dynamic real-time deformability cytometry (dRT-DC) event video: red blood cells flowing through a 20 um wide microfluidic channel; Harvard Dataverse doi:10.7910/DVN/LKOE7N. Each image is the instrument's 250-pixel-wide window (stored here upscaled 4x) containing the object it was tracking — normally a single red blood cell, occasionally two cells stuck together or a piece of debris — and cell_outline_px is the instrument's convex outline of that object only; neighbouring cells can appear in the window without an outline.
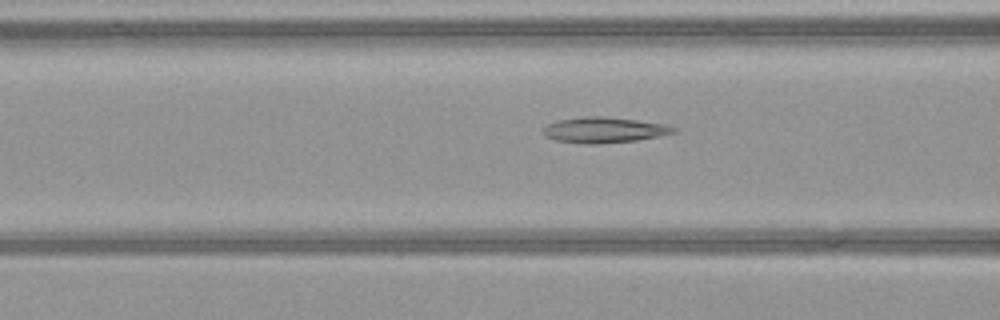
{"species": "common noctule bat (a hibernating species)", "species_latin": "Nyctalus noctula", "temperature_condition": "warm", "stored_images_in_passage": 37, "camera_frame_rate_fps": 3000, "um_per_image_px": 0.085, "animal": {"sex": "female", "body_mass_g": 21.9}, "frame": {"image": 1, "passage_image": 17, "time_ms": 5.333, "image_size_px": [1000, 320], "cell_outline_px": [[676, 132], [636, 140], [600, 144], [584, 144], [556, 140], [544, 136], [540, 128], [556, 120], [588, 116], [604, 116], [668, 124], [676, 128]], "centroid_in_image_um": [51.29, 11.04], "position_along_channel_um": 115.3, "area_um2": 19.59}}
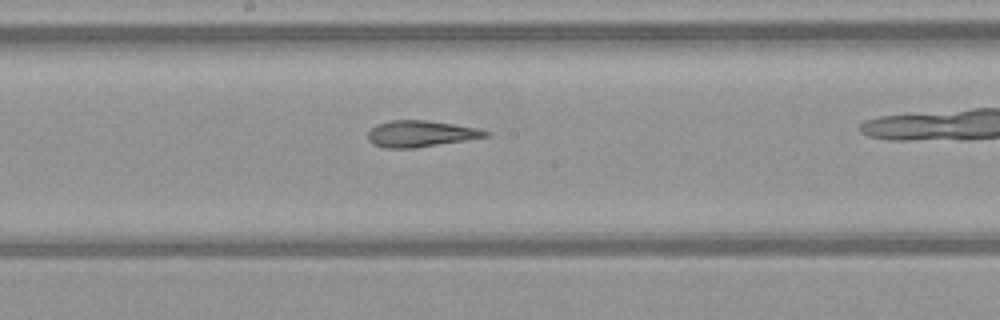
{"frame": {"image": 2, "passage_image": 24, "time_ms": 7.667, "image_size_px": [1000, 320], "cell_outline_px": [[492, 132], [488, 136], [416, 148], [384, 148], [372, 144], [368, 140], [368, 132], [376, 124], [392, 120], [424, 120], [452, 124], [476, 128]], "centroid_in_image_um": [35.71, 11.37], "position_along_channel_um": 212.5, "area_um2": 17.92}}
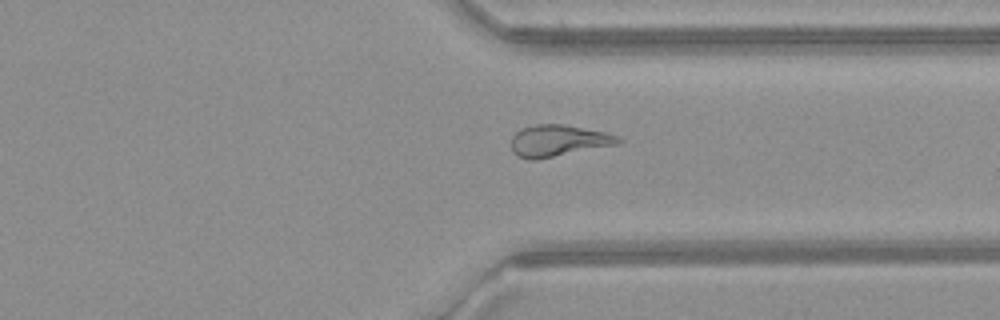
{"frame": {"image": 3, "passage_image": 35, "time_ms": 11.333, "image_size_px": [1000, 320], "cell_outline_px": [[624, 140], [620, 144], [536, 160], [532, 160], [516, 156], [512, 152], [512, 136], [520, 128], [536, 124], [564, 124], [604, 132], [616, 136]], "centroid_in_image_um": [47.44, 11.96], "position_along_channel_um": 364.0, "area_um2": 19.83}}